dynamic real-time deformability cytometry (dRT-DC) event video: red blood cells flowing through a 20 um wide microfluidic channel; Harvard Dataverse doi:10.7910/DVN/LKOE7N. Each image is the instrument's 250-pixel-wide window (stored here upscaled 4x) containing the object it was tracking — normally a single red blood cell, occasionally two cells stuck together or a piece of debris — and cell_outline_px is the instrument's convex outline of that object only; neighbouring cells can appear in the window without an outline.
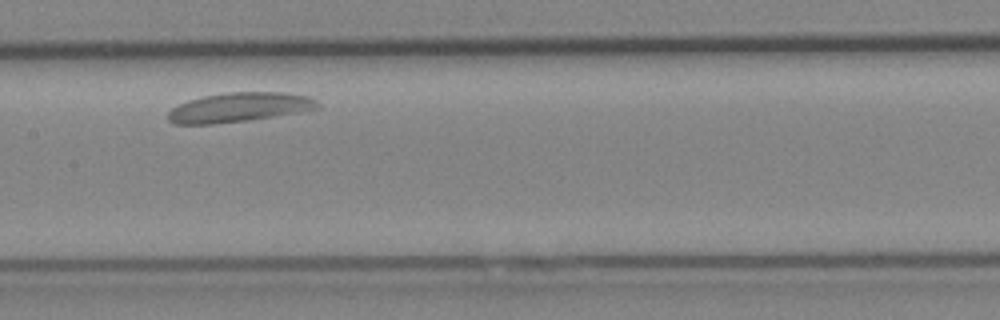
{"species": "Egyptian fruit bat (a non-hibernating species)", "species_latin": "Rousettus aegyptiacus", "temperature_condition": "cold", "stored_images_in_passage": 34, "camera_frame_rate_fps": 3000, "um_per_image_px": 0.085, "animal": {"sex": "female"}, "frame": {"image": 1, "passage_image": 15, "time_ms": 4.667, "image_size_px": [1000, 320], "cell_outline_px": [[320, 108], [300, 112], [276, 116], [248, 120], [212, 124], [176, 124], [168, 120], [168, 112], [172, 108], [188, 100], [204, 96], [228, 92], [288, 92], [308, 96], [316, 100], [320, 104]], "centroid_in_image_um": [20.37, 9.12], "position_along_channel_um": 187.0, "area_um2": 25.66}}
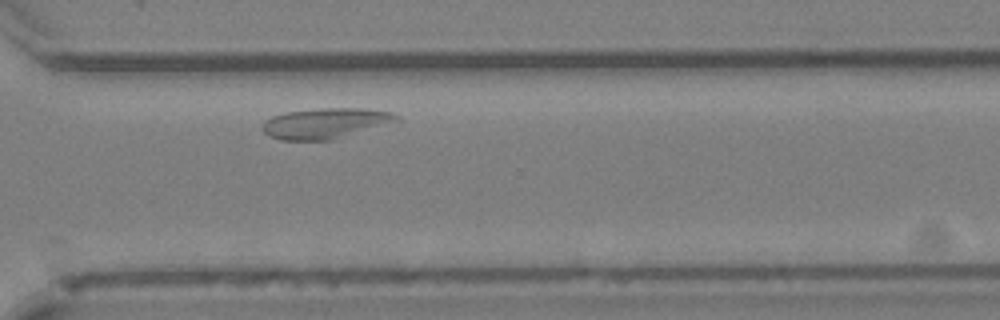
{"frame": {"image": 2, "passage_image": 28, "time_ms": 9.0, "image_size_px": [1000, 320], "cell_outline_px": [[400, 120], [332, 140], [280, 140], [268, 136], [260, 128], [264, 120], [272, 116], [288, 112], [316, 108], [364, 108], [392, 112], [400, 116]], "centroid_in_image_um": [27.62, 10.47], "position_along_channel_um": 343.0, "area_um2": 23.93}}
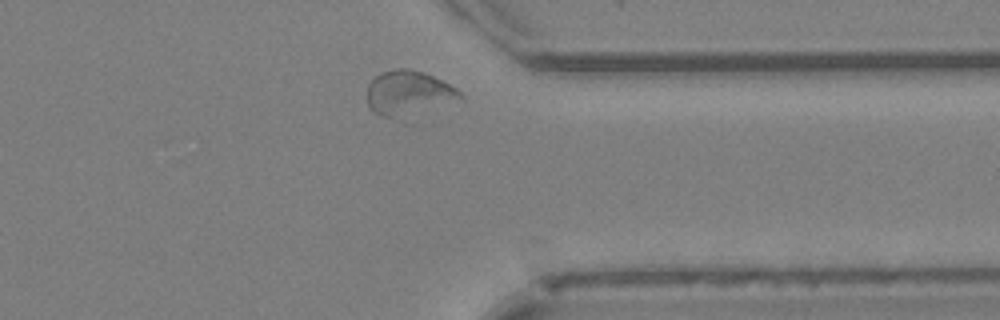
{"frame": {"image": 3, "passage_image": 31, "time_ms": 10.0, "image_size_px": [1000, 320], "cell_outline_px": [[464, 100], [396, 120], [372, 112], [368, 108], [368, 84], [376, 76], [384, 72], [396, 68], [404, 68], [420, 72], [432, 76], [456, 88], [464, 96]], "centroid_in_image_um": [34.74, 7.96], "position_along_channel_um": 376.7, "area_um2": 24.39}}